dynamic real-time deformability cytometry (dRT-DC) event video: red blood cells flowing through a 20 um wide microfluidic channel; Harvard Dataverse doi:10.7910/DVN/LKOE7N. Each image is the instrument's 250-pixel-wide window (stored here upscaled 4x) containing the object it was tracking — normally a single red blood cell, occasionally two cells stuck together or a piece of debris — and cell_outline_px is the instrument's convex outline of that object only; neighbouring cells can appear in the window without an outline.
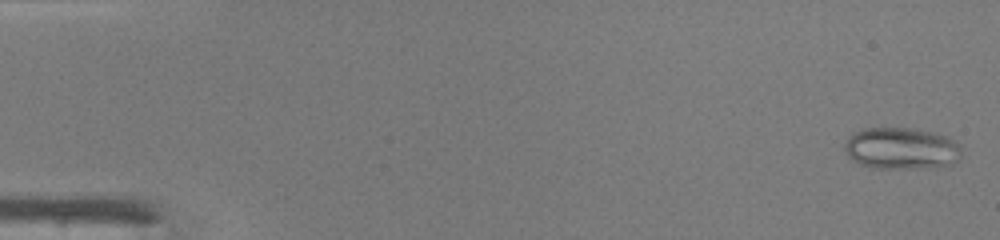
{"species": "common noctule bat (a hibernating species)", "species_latin": "Nyctalus noctula", "temperature_condition": "warm", "stored_images_in_passage": 47, "camera_frame_rate_fps": 3000, "um_per_image_px": 0.085, "animal": {"sex": "male", "body_mass_g": 19.0, "forearm_length_mm": 50.8}, "frame": {"image": 1, "passage_image": 1, "time_ms": 0.0, "image_size_px": [1000, 240], "cell_outline_px": [[960, 156], [952, 164], [912, 168], [872, 168], [860, 164], [852, 160], [848, 156], [844, 148], [844, 144], [848, 136], [864, 128], [916, 128], [936, 132], [948, 136], [960, 144]], "centroid_in_image_um": [76.6, 12.59], "position_along_channel_um": 8.4, "area_um2": 28.55}}
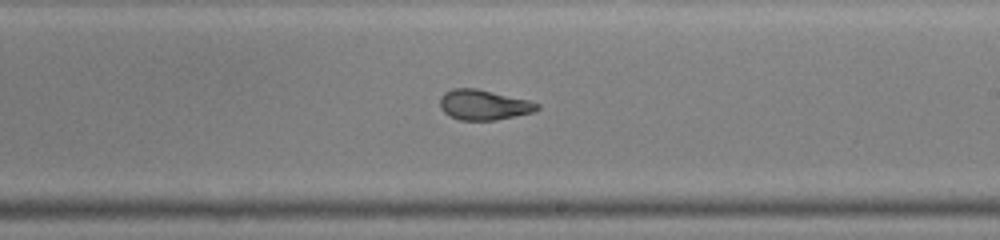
{"frame": {"image": 2, "passage_image": 28, "time_ms": 9.0, "image_size_px": [1000, 240], "cell_outline_px": [[540, 108], [536, 112], [496, 120], [460, 120], [444, 112], [440, 108], [440, 96], [444, 92], [452, 88], [476, 88], [528, 100], [540, 104]], "centroid_in_image_um": [41.13, 8.91], "position_along_channel_um": 247.9, "area_um2": 17.17}}
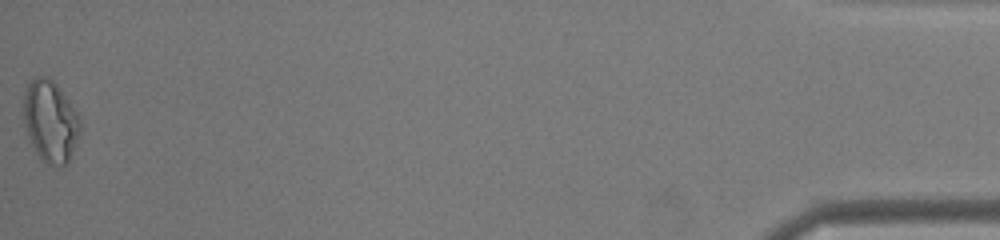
{"frame": {"image": 3, "passage_image": 47, "time_ms": 15.333, "image_size_px": [1000, 240], "cell_outline_px": [[80, 128], [68, 164], [48, 164], [40, 160], [28, 136], [24, 124], [24, 92], [28, 84], [36, 76], [48, 76], [56, 84], [68, 100], [76, 112], [80, 124]], "centroid_in_image_um": [4.25, 10.3], "position_along_channel_um": 430.9, "area_um2": 26.41}, "authors_computed_cell_mechanics": {"area_um2": 20.3456, "velocity_mm_per_s": 4.3413, "shape_relaxation_time_tau1_ms": null, "shape_relaxation_time_tau2_ms": 1.2128, "deformation_change_tau1": null, "deformation_change_tau2": 0.0911}}